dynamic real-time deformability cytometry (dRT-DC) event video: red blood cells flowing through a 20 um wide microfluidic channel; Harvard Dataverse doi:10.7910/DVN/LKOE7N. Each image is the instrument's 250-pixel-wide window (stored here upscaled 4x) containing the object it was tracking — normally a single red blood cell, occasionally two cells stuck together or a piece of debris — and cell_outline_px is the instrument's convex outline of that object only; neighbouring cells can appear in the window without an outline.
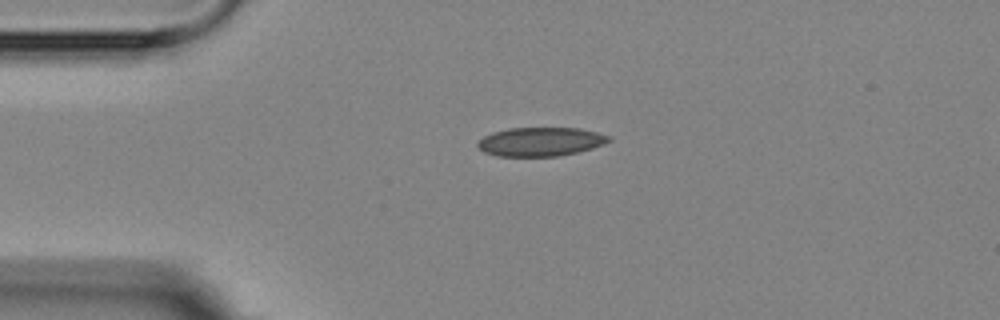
{"species": "Egyptian fruit bat (a non-hibernating species)", "species_latin": "Rousettus aegyptiacus", "temperature_condition": "room temperature", "stored_images_in_passage": 3, "camera_frame_rate_fps": 3000, "um_per_image_px": 0.085, "animal": {"sex": "female"}, "frame": {"image": 1, "passage_image": 1, "time_ms": 0.0, "image_size_px": [1000, 320], "cell_outline_px": [[612, 140], [604, 144], [592, 148], [576, 152], [556, 156], [496, 156], [484, 152], [476, 144], [484, 136], [492, 132], [508, 128], [580, 128], [612, 136]], "centroid_in_image_um": [45.96, 12.04], "position_along_channel_um": 39.0, "area_um2": 22.02}}